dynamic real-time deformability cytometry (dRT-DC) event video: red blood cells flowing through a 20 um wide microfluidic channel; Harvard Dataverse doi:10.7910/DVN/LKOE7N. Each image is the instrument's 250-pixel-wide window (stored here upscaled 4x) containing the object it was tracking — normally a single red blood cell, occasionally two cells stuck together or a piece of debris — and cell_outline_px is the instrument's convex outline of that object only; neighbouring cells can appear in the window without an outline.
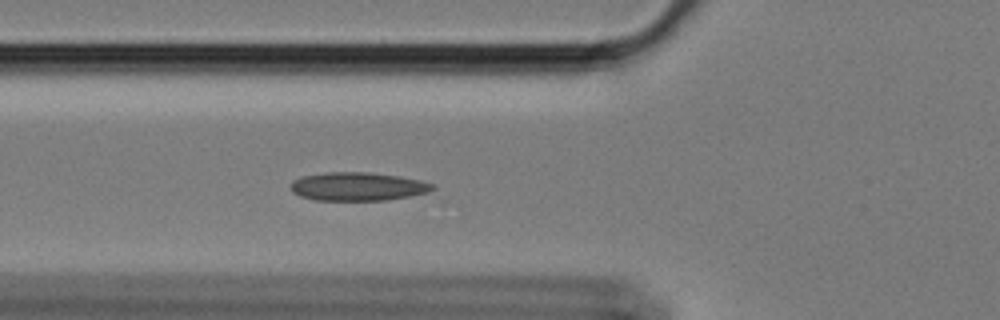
{"species": "Egyptian fruit bat (a non-hibernating species)", "species_latin": "Rousettus aegyptiacus", "temperature_condition": "cold", "stored_images_in_passage": 59, "camera_frame_rate_fps": 3000, "um_per_image_px": 0.085, "animal": {"sex": "female"}, "frame": {"image": 1, "passage_image": 22, "time_ms": 7.0, "image_size_px": [1000, 320], "cell_outline_px": [[436, 188], [428, 192], [412, 196], [388, 200], [316, 200], [300, 196], [292, 192], [288, 188], [292, 180], [304, 176], [324, 172], [368, 172], [396, 176], [420, 180], [436, 184]], "centroid_in_image_um": [30.41, 15.85], "position_along_channel_um": 95.4, "area_um2": 23.7}}
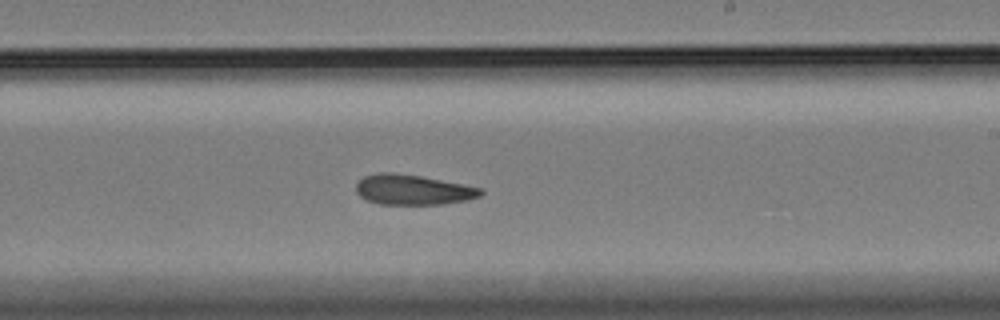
{"frame": {"image": 2, "passage_image": 36, "time_ms": 11.667, "image_size_px": [1000, 320], "cell_outline_px": [[484, 192], [480, 196], [468, 200], [444, 204], [380, 204], [368, 200], [360, 196], [356, 192], [356, 184], [364, 176], [380, 172], [392, 172], [420, 176], [484, 188]], "centroid_in_image_um": [35.12, 16.13], "position_along_channel_um": 253.9, "area_um2": 21.91}}
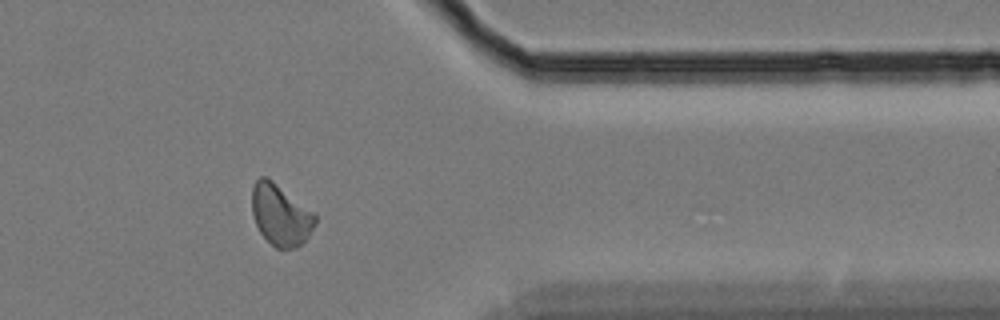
{"frame": {"image": 3, "passage_image": 49, "time_ms": 16.0, "image_size_px": [1000, 320], "cell_outline_px": [[316, 224], [308, 236], [296, 248], [276, 248], [260, 232], [256, 224], [252, 212], [252, 188], [256, 180], [260, 176], [264, 176], [272, 180], [316, 212]], "centroid_in_image_um": [23.87, 18.24], "position_along_channel_um": 387.5, "area_um2": 22.6}, "authors_computed_cell_mechanics": {"area_um2": 22.5998, "velocity_mm_per_s": 3.3878, "shape_relaxation_time_tau1_ms": null, "shape_relaxation_time_tau2_ms": 6.7711, "deformation_change_tau1": null, "deformation_change_tau2": 0.103}}